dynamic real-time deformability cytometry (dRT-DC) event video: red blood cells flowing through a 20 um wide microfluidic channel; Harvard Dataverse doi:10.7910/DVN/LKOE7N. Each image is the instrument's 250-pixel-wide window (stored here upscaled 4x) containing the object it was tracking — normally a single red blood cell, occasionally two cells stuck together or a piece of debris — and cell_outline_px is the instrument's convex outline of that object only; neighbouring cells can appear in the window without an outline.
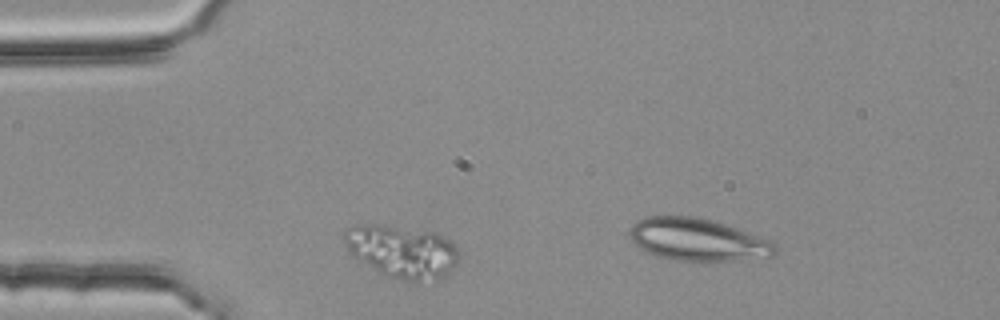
{"species": "common noctule bat (a hibernating species)", "species_latin": "Nyctalus noctula", "temperature_condition": "room temperature", "stored_images_in_passage": 2, "segment_of_instrument_passage": [1, 2], "camera_frame_rate_fps": 3000, "um_per_image_px": 0.085, "animal": {"sex": "female", "body_mass_g": 25.1}, "frame": {"image": 1, "passage_image": 1, "time_ms": 0.0, "image_size_px": [1000, 320], "cell_outline_px": [[460, 248], [456, 264], [448, 276], [436, 280], [420, 284], [412, 284], [388, 276], [380, 272], [352, 256], [348, 252], [344, 244], [344, 232], [348, 228], [356, 224], [372, 224], [436, 232], [444, 236]], "centroid_in_image_um": [34.22, 21.42], "position_along_channel_um": 50.8, "area_um2": 35.89}}